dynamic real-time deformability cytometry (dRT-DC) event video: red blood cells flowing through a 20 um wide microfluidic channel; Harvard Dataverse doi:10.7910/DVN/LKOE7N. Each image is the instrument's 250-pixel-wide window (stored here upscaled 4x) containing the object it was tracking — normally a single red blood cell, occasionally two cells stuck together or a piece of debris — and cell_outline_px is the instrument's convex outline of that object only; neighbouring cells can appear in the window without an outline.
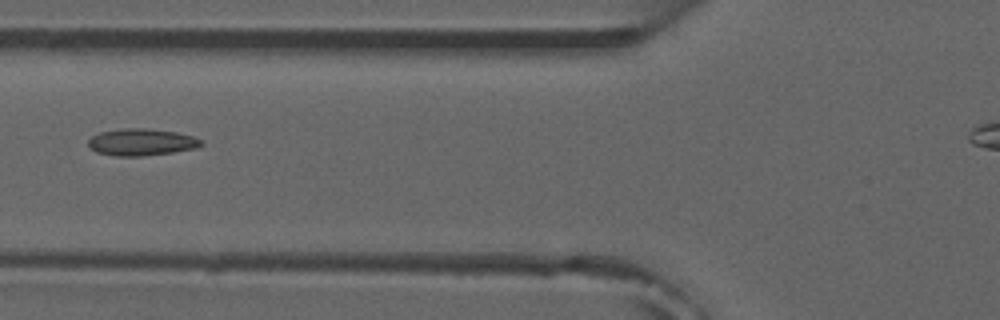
{"species": "common noctule bat (a hibernating species)", "species_latin": "Nyctalus noctula", "temperature_condition": "room temperature", "stored_images_in_passage": 6, "camera_frame_rate_fps": 3000, "um_per_image_px": 0.085, "animal": {"sex": "male", "forearm_length_mm": 52.5}, "frame": {"image": 1, "passage_image": 6, "time_ms": 6.667, "image_size_px": [1000, 320], "cell_outline_px": [[204, 144], [196, 148], [172, 152], [140, 156], [116, 156], [96, 152], [88, 144], [88, 140], [92, 136], [100, 132], [124, 128], [144, 128], [176, 132], [192, 136], [204, 140]], "centroid_in_image_um": [12.04, 12.08], "position_along_channel_um": 113.8, "area_um2": 17.63}}